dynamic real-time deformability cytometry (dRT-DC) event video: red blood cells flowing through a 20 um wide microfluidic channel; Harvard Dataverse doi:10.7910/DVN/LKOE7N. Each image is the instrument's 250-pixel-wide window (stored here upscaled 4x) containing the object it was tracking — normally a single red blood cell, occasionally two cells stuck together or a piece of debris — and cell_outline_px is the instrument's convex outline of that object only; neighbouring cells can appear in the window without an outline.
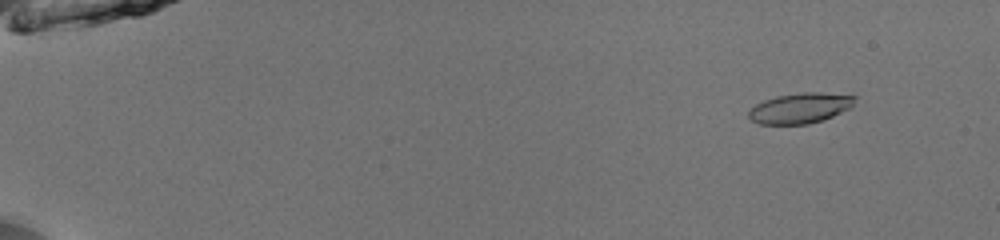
{"species": "common noctule bat (a hibernating species)", "species_latin": "Nyctalus noctula", "temperature_condition": "room temperature", "stored_images_in_passage": 52, "camera_frame_rate_fps": 3000, "um_per_image_px": 0.085, "animal": {"sex": "male", "body_mass_g": 13.0, "forearm_length_mm": 53.1}, "frame": {"image": 1, "passage_image": 6, "time_ms": 1.667, "image_size_px": [1000, 240], "cell_outline_px": [[856, 96], [852, 104], [848, 108], [824, 120], [808, 124], [760, 124], [752, 120], [748, 116], [748, 112], [756, 104], [764, 100], [776, 96], [804, 92], [820, 92]], "centroid_in_image_um": [67.98, 9.19], "position_along_channel_um": 17.0, "area_um2": 18.55}}
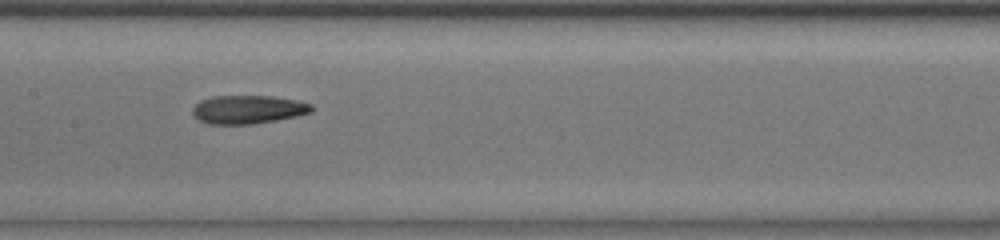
{"frame": {"image": 2, "passage_image": 29, "time_ms": 9.333, "image_size_px": [1000, 240], "cell_outline_px": [[312, 112], [296, 116], [276, 120], [252, 124], [208, 124], [192, 116], [192, 108], [200, 100], [212, 96], [272, 96], [296, 100], [312, 104]], "centroid_in_image_um": [21.05, 9.3], "position_along_channel_um": 186.4, "area_um2": 19.77}}
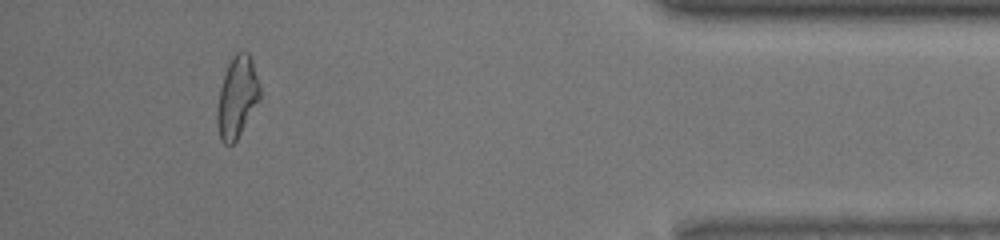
{"frame": {"image": 3, "passage_image": 49, "time_ms": 16.0, "image_size_px": [1000, 240], "cell_outline_px": [[260, 100], [236, 140], [232, 144], [224, 144], [220, 140], [216, 128], [216, 112], [220, 88], [228, 64], [232, 56], [240, 48], [248, 52], [252, 60], [260, 88]], "centroid_in_image_um": [20.14, 8.25], "position_along_channel_um": 415.1, "area_um2": 20.4}, "authors_computed_cell_mechanics": {"area_um2": 19.5653, "velocity_mm_per_s": 4.0483, "shape_relaxation_time_tau1_ms": null, "shape_relaxation_time_tau2_ms": 4.0136, "deformation_change_tau1": null, "deformation_change_tau2": 0.1187}}